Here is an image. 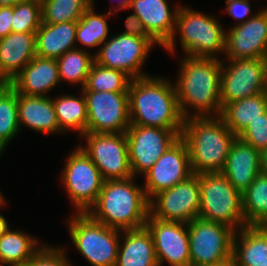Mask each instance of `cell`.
Instances as JSON below:
<instances>
[{
	"instance_id": "obj_1",
	"label": "cell",
	"mask_w": 267,
	"mask_h": 266,
	"mask_svg": "<svg viewBox=\"0 0 267 266\" xmlns=\"http://www.w3.org/2000/svg\"><path fill=\"white\" fill-rule=\"evenodd\" d=\"M221 67V59L183 56L174 82L183 120L220 116Z\"/></svg>"
},
{
	"instance_id": "obj_2",
	"label": "cell",
	"mask_w": 267,
	"mask_h": 266,
	"mask_svg": "<svg viewBox=\"0 0 267 266\" xmlns=\"http://www.w3.org/2000/svg\"><path fill=\"white\" fill-rule=\"evenodd\" d=\"M128 95L131 125L183 129L184 120L171 80L151 75L132 79Z\"/></svg>"
},
{
	"instance_id": "obj_3",
	"label": "cell",
	"mask_w": 267,
	"mask_h": 266,
	"mask_svg": "<svg viewBox=\"0 0 267 266\" xmlns=\"http://www.w3.org/2000/svg\"><path fill=\"white\" fill-rule=\"evenodd\" d=\"M134 181V176L125 180L104 181L97 201L87 214L93 220L121 231L145 227L149 200L144 187Z\"/></svg>"
},
{
	"instance_id": "obj_4",
	"label": "cell",
	"mask_w": 267,
	"mask_h": 266,
	"mask_svg": "<svg viewBox=\"0 0 267 266\" xmlns=\"http://www.w3.org/2000/svg\"><path fill=\"white\" fill-rule=\"evenodd\" d=\"M180 137L187 145L195 174L222 172L237 138L220 116L184 120Z\"/></svg>"
},
{
	"instance_id": "obj_5",
	"label": "cell",
	"mask_w": 267,
	"mask_h": 266,
	"mask_svg": "<svg viewBox=\"0 0 267 266\" xmlns=\"http://www.w3.org/2000/svg\"><path fill=\"white\" fill-rule=\"evenodd\" d=\"M218 20L180 4L174 35L163 49L167 52H175L178 32L185 56L220 59V53L225 52L226 30Z\"/></svg>"
},
{
	"instance_id": "obj_6",
	"label": "cell",
	"mask_w": 267,
	"mask_h": 266,
	"mask_svg": "<svg viewBox=\"0 0 267 266\" xmlns=\"http://www.w3.org/2000/svg\"><path fill=\"white\" fill-rule=\"evenodd\" d=\"M200 185L199 218L230 226L235 231L247 227L242 194L222 172L198 173Z\"/></svg>"
},
{
	"instance_id": "obj_7",
	"label": "cell",
	"mask_w": 267,
	"mask_h": 266,
	"mask_svg": "<svg viewBox=\"0 0 267 266\" xmlns=\"http://www.w3.org/2000/svg\"><path fill=\"white\" fill-rule=\"evenodd\" d=\"M67 223L75 248L90 265H116L121 230L103 225L87 213H74Z\"/></svg>"
},
{
	"instance_id": "obj_8",
	"label": "cell",
	"mask_w": 267,
	"mask_h": 266,
	"mask_svg": "<svg viewBox=\"0 0 267 266\" xmlns=\"http://www.w3.org/2000/svg\"><path fill=\"white\" fill-rule=\"evenodd\" d=\"M190 266H212L232 257L235 230L195 218L188 223Z\"/></svg>"
},
{
	"instance_id": "obj_9",
	"label": "cell",
	"mask_w": 267,
	"mask_h": 266,
	"mask_svg": "<svg viewBox=\"0 0 267 266\" xmlns=\"http://www.w3.org/2000/svg\"><path fill=\"white\" fill-rule=\"evenodd\" d=\"M65 186L75 213H87L97 201L104 179L97 166L78 146L68 156L62 171Z\"/></svg>"
},
{
	"instance_id": "obj_10",
	"label": "cell",
	"mask_w": 267,
	"mask_h": 266,
	"mask_svg": "<svg viewBox=\"0 0 267 266\" xmlns=\"http://www.w3.org/2000/svg\"><path fill=\"white\" fill-rule=\"evenodd\" d=\"M161 46L154 38H141L129 34H116L107 39L94 54V62L125 72L132 79L150 76L142 70L150 50Z\"/></svg>"
},
{
	"instance_id": "obj_11",
	"label": "cell",
	"mask_w": 267,
	"mask_h": 266,
	"mask_svg": "<svg viewBox=\"0 0 267 266\" xmlns=\"http://www.w3.org/2000/svg\"><path fill=\"white\" fill-rule=\"evenodd\" d=\"M80 137L85 138L86 143L79 147L97 166L105 181L133 177L125 133L87 132Z\"/></svg>"
},
{
	"instance_id": "obj_12",
	"label": "cell",
	"mask_w": 267,
	"mask_h": 266,
	"mask_svg": "<svg viewBox=\"0 0 267 266\" xmlns=\"http://www.w3.org/2000/svg\"><path fill=\"white\" fill-rule=\"evenodd\" d=\"M222 59L220 101L222 108L233 101L267 91L265 59ZM226 64V65H225Z\"/></svg>"
},
{
	"instance_id": "obj_13",
	"label": "cell",
	"mask_w": 267,
	"mask_h": 266,
	"mask_svg": "<svg viewBox=\"0 0 267 266\" xmlns=\"http://www.w3.org/2000/svg\"><path fill=\"white\" fill-rule=\"evenodd\" d=\"M182 129L130 125L126 131L132 175H144L180 138Z\"/></svg>"
},
{
	"instance_id": "obj_14",
	"label": "cell",
	"mask_w": 267,
	"mask_h": 266,
	"mask_svg": "<svg viewBox=\"0 0 267 266\" xmlns=\"http://www.w3.org/2000/svg\"><path fill=\"white\" fill-rule=\"evenodd\" d=\"M87 132L126 133L130 124L128 92L83 91Z\"/></svg>"
},
{
	"instance_id": "obj_15",
	"label": "cell",
	"mask_w": 267,
	"mask_h": 266,
	"mask_svg": "<svg viewBox=\"0 0 267 266\" xmlns=\"http://www.w3.org/2000/svg\"><path fill=\"white\" fill-rule=\"evenodd\" d=\"M200 185L193 174L170 189L163 190L149 200V214L156 219L189 223L198 218Z\"/></svg>"
},
{
	"instance_id": "obj_16",
	"label": "cell",
	"mask_w": 267,
	"mask_h": 266,
	"mask_svg": "<svg viewBox=\"0 0 267 266\" xmlns=\"http://www.w3.org/2000/svg\"><path fill=\"white\" fill-rule=\"evenodd\" d=\"M145 227L151 233L159 266H190L188 224L156 219L148 214Z\"/></svg>"
},
{
	"instance_id": "obj_17",
	"label": "cell",
	"mask_w": 267,
	"mask_h": 266,
	"mask_svg": "<svg viewBox=\"0 0 267 266\" xmlns=\"http://www.w3.org/2000/svg\"><path fill=\"white\" fill-rule=\"evenodd\" d=\"M186 143L181 137L143 175L148 200L193 175Z\"/></svg>"
},
{
	"instance_id": "obj_18",
	"label": "cell",
	"mask_w": 267,
	"mask_h": 266,
	"mask_svg": "<svg viewBox=\"0 0 267 266\" xmlns=\"http://www.w3.org/2000/svg\"><path fill=\"white\" fill-rule=\"evenodd\" d=\"M226 59H265L267 57V7L244 23L226 30Z\"/></svg>"
},
{
	"instance_id": "obj_19",
	"label": "cell",
	"mask_w": 267,
	"mask_h": 266,
	"mask_svg": "<svg viewBox=\"0 0 267 266\" xmlns=\"http://www.w3.org/2000/svg\"><path fill=\"white\" fill-rule=\"evenodd\" d=\"M180 5L170 9L166 0H133L129 10L143 22L147 32L163 48L173 37Z\"/></svg>"
},
{
	"instance_id": "obj_20",
	"label": "cell",
	"mask_w": 267,
	"mask_h": 266,
	"mask_svg": "<svg viewBox=\"0 0 267 266\" xmlns=\"http://www.w3.org/2000/svg\"><path fill=\"white\" fill-rule=\"evenodd\" d=\"M35 33L11 32L0 39V83L10 84L36 56Z\"/></svg>"
},
{
	"instance_id": "obj_21",
	"label": "cell",
	"mask_w": 267,
	"mask_h": 266,
	"mask_svg": "<svg viewBox=\"0 0 267 266\" xmlns=\"http://www.w3.org/2000/svg\"><path fill=\"white\" fill-rule=\"evenodd\" d=\"M60 84L57 60L35 56L11 81L19 94L48 96L46 93Z\"/></svg>"
},
{
	"instance_id": "obj_22",
	"label": "cell",
	"mask_w": 267,
	"mask_h": 266,
	"mask_svg": "<svg viewBox=\"0 0 267 266\" xmlns=\"http://www.w3.org/2000/svg\"><path fill=\"white\" fill-rule=\"evenodd\" d=\"M222 173L243 194L261 173V152L237 137L230 148Z\"/></svg>"
},
{
	"instance_id": "obj_23",
	"label": "cell",
	"mask_w": 267,
	"mask_h": 266,
	"mask_svg": "<svg viewBox=\"0 0 267 266\" xmlns=\"http://www.w3.org/2000/svg\"><path fill=\"white\" fill-rule=\"evenodd\" d=\"M19 127L41 134L64 133L57 122L52 96H29L18 93ZM23 125V126H21Z\"/></svg>"
},
{
	"instance_id": "obj_24",
	"label": "cell",
	"mask_w": 267,
	"mask_h": 266,
	"mask_svg": "<svg viewBox=\"0 0 267 266\" xmlns=\"http://www.w3.org/2000/svg\"><path fill=\"white\" fill-rule=\"evenodd\" d=\"M115 266H159L154 241L146 227L124 230ZM122 242V243H121Z\"/></svg>"
},
{
	"instance_id": "obj_25",
	"label": "cell",
	"mask_w": 267,
	"mask_h": 266,
	"mask_svg": "<svg viewBox=\"0 0 267 266\" xmlns=\"http://www.w3.org/2000/svg\"><path fill=\"white\" fill-rule=\"evenodd\" d=\"M77 21L58 24L41 23L36 31V56L58 59L76 44Z\"/></svg>"
},
{
	"instance_id": "obj_26",
	"label": "cell",
	"mask_w": 267,
	"mask_h": 266,
	"mask_svg": "<svg viewBox=\"0 0 267 266\" xmlns=\"http://www.w3.org/2000/svg\"><path fill=\"white\" fill-rule=\"evenodd\" d=\"M232 257L237 266H267V231L262 226L235 231Z\"/></svg>"
},
{
	"instance_id": "obj_27",
	"label": "cell",
	"mask_w": 267,
	"mask_h": 266,
	"mask_svg": "<svg viewBox=\"0 0 267 266\" xmlns=\"http://www.w3.org/2000/svg\"><path fill=\"white\" fill-rule=\"evenodd\" d=\"M267 111L266 92L239 99L226 104L220 117L226 126L238 137L250 122L262 118Z\"/></svg>"
},
{
	"instance_id": "obj_28",
	"label": "cell",
	"mask_w": 267,
	"mask_h": 266,
	"mask_svg": "<svg viewBox=\"0 0 267 266\" xmlns=\"http://www.w3.org/2000/svg\"><path fill=\"white\" fill-rule=\"evenodd\" d=\"M19 230L8 231L0 238V266H21L27 264L33 254L42 246L37 238Z\"/></svg>"
},
{
	"instance_id": "obj_29",
	"label": "cell",
	"mask_w": 267,
	"mask_h": 266,
	"mask_svg": "<svg viewBox=\"0 0 267 266\" xmlns=\"http://www.w3.org/2000/svg\"><path fill=\"white\" fill-rule=\"evenodd\" d=\"M80 96L61 94L53 99L56 118L60 129L78 131L81 136L87 133V106L83 90ZM79 96V97H78Z\"/></svg>"
},
{
	"instance_id": "obj_30",
	"label": "cell",
	"mask_w": 267,
	"mask_h": 266,
	"mask_svg": "<svg viewBox=\"0 0 267 266\" xmlns=\"http://www.w3.org/2000/svg\"><path fill=\"white\" fill-rule=\"evenodd\" d=\"M94 0L92 5L84 12L83 16L77 21L76 42H80L84 47H100L109 35V24L107 19L111 17L113 11L98 14L94 9Z\"/></svg>"
},
{
	"instance_id": "obj_31",
	"label": "cell",
	"mask_w": 267,
	"mask_h": 266,
	"mask_svg": "<svg viewBox=\"0 0 267 266\" xmlns=\"http://www.w3.org/2000/svg\"><path fill=\"white\" fill-rule=\"evenodd\" d=\"M243 216L247 226L267 223V175L260 173L242 194Z\"/></svg>"
},
{
	"instance_id": "obj_32",
	"label": "cell",
	"mask_w": 267,
	"mask_h": 266,
	"mask_svg": "<svg viewBox=\"0 0 267 266\" xmlns=\"http://www.w3.org/2000/svg\"><path fill=\"white\" fill-rule=\"evenodd\" d=\"M19 132L18 93L10 84L0 83V155Z\"/></svg>"
},
{
	"instance_id": "obj_33",
	"label": "cell",
	"mask_w": 267,
	"mask_h": 266,
	"mask_svg": "<svg viewBox=\"0 0 267 266\" xmlns=\"http://www.w3.org/2000/svg\"><path fill=\"white\" fill-rule=\"evenodd\" d=\"M57 60L60 82L67 81L73 86L76 84L83 89L86 85L88 74L94 55L86 49L75 48L67 51Z\"/></svg>"
},
{
	"instance_id": "obj_34",
	"label": "cell",
	"mask_w": 267,
	"mask_h": 266,
	"mask_svg": "<svg viewBox=\"0 0 267 266\" xmlns=\"http://www.w3.org/2000/svg\"><path fill=\"white\" fill-rule=\"evenodd\" d=\"M132 78L125 72L93 62L83 91L128 92Z\"/></svg>"
},
{
	"instance_id": "obj_35",
	"label": "cell",
	"mask_w": 267,
	"mask_h": 266,
	"mask_svg": "<svg viewBox=\"0 0 267 266\" xmlns=\"http://www.w3.org/2000/svg\"><path fill=\"white\" fill-rule=\"evenodd\" d=\"M42 22L58 24L78 21L93 0H40Z\"/></svg>"
},
{
	"instance_id": "obj_36",
	"label": "cell",
	"mask_w": 267,
	"mask_h": 266,
	"mask_svg": "<svg viewBox=\"0 0 267 266\" xmlns=\"http://www.w3.org/2000/svg\"><path fill=\"white\" fill-rule=\"evenodd\" d=\"M41 23L40 0H22L13 6L12 32H36Z\"/></svg>"
},
{
	"instance_id": "obj_37",
	"label": "cell",
	"mask_w": 267,
	"mask_h": 266,
	"mask_svg": "<svg viewBox=\"0 0 267 266\" xmlns=\"http://www.w3.org/2000/svg\"><path fill=\"white\" fill-rule=\"evenodd\" d=\"M238 138L259 152L265 150L267 148V111L262 118L250 122Z\"/></svg>"
},
{
	"instance_id": "obj_38",
	"label": "cell",
	"mask_w": 267,
	"mask_h": 266,
	"mask_svg": "<svg viewBox=\"0 0 267 266\" xmlns=\"http://www.w3.org/2000/svg\"><path fill=\"white\" fill-rule=\"evenodd\" d=\"M70 262L66 250L61 246L53 247L48 244L41 246V266H71Z\"/></svg>"
},
{
	"instance_id": "obj_39",
	"label": "cell",
	"mask_w": 267,
	"mask_h": 266,
	"mask_svg": "<svg viewBox=\"0 0 267 266\" xmlns=\"http://www.w3.org/2000/svg\"><path fill=\"white\" fill-rule=\"evenodd\" d=\"M225 2H226L225 11L231 17H233V19L235 18L234 20L239 21L238 23L236 22V24L246 22L248 19L255 16L259 12L257 11L254 14L251 13V8H250L251 4L248 0H226Z\"/></svg>"
},
{
	"instance_id": "obj_40",
	"label": "cell",
	"mask_w": 267,
	"mask_h": 266,
	"mask_svg": "<svg viewBox=\"0 0 267 266\" xmlns=\"http://www.w3.org/2000/svg\"><path fill=\"white\" fill-rule=\"evenodd\" d=\"M125 28L126 30L122 32L123 34L135 35L141 38H153L147 32L140 18L134 13L126 17Z\"/></svg>"
},
{
	"instance_id": "obj_41",
	"label": "cell",
	"mask_w": 267,
	"mask_h": 266,
	"mask_svg": "<svg viewBox=\"0 0 267 266\" xmlns=\"http://www.w3.org/2000/svg\"><path fill=\"white\" fill-rule=\"evenodd\" d=\"M13 6L0 7V39L12 32Z\"/></svg>"
},
{
	"instance_id": "obj_42",
	"label": "cell",
	"mask_w": 267,
	"mask_h": 266,
	"mask_svg": "<svg viewBox=\"0 0 267 266\" xmlns=\"http://www.w3.org/2000/svg\"><path fill=\"white\" fill-rule=\"evenodd\" d=\"M6 204V200L0 204V208L2 209ZM7 219H5L3 214H0V238L8 231L10 228L8 225Z\"/></svg>"
},
{
	"instance_id": "obj_43",
	"label": "cell",
	"mask_w": 267,
	"mask_h": 266,
	"mask_svg": "<svg viewBox=\"0 0 267 266\" xmlns=\"http://www.w3.org/2000/svg\"><path fill=\"white\" fill-rule=\"evenodd\" d=\"M21 266H41V247L33 254L27 264Z\"/></svg>"
},
{
	"instance_id": "obj_44",
	"label": "cell",
	"mask_w": 267,
	"mask_h": 266,
	"mask_svg": "<svg viewBox=\"0 0 267 266\" xmlns=\"http://www.w3.org/2000/svg\"><path fill=\"white\" fill-rule=\"evenodd\" d=\"M261 173L267 175V148L261 152Z\"/></svg>"
},
{
	"instance_id": "obj_45",
	"label": "cell",
	"mask_w": 267,
	"mask_h": 266,
	"mask_svg": "<svg viewBox=\"0 0 267 266\" xmlns=\"http://www.w3.org/2000/svg\"><path fill=\"white\" fill-rule=\"evenodd\" d=\"M117 1H119V0H117ZM131 1H133V0H120L119 4L116 5V8L114 7V11L118 12V11H121L123 9H125V10L128 9Z\"/></svg>"
},
{
	"instance_id": "obj_46",
	"label": "cell",
	"mask_w": 267,
	"mask_h": 266,
	"mask_svg": "<svg viewBox=\"0 0 267 266\" xmlns=\"http://www.w3.org/2000/svg\"><path fill=\"white\" fill-rule=\"evenodd\" d=\"M212 266H237V265H236V261L234 260V258L230 257L229 259H227L221 263L214 264Z\"/></svg>"
},
{
	"instance_id": "obj_47",
	"label": "cell",
	"mask_w": 267,
	"mask_h": 266,
	"mask_svg": "<svg viewBox=\"0 0 267 266\" xmlns=\"http://www.w3.org/2000/svg\"><path fill=\"white\" fill-rule=\"evenodd\" d=\"M22 0H0V7L14 6Z\"/></svg>"
},
{
	"instance_id": "obj_48",
	"label": "cell",
	"mask_w": 267,
	"mask_h": 266,
	"mask_svg": "<svg viewBox=\"0 0 267 266\" xmlns=\"http://www.w3.org/2000/svg\"><path fill=\"white\" fill-rule=\"evenodd\" d=\"M4 201H5L4 196H2V193H1V191H0V204H1L2 202H4Z\"/></svg>"
},
{
	"instance_id": "obj_49",
	"label": "cell",
	"mask_w": 267,
	"mask_h": 266,
	"mask_svg": "<svg viewBox=\"0 0 267 266\" xmlns=\"http://www.w3.org/2000/svg\"><path fill=\"white\" fill-rule=\"evenodd\" d=\"M267 231V223L262 226Z\"/></svg>"
}]
</instances>
